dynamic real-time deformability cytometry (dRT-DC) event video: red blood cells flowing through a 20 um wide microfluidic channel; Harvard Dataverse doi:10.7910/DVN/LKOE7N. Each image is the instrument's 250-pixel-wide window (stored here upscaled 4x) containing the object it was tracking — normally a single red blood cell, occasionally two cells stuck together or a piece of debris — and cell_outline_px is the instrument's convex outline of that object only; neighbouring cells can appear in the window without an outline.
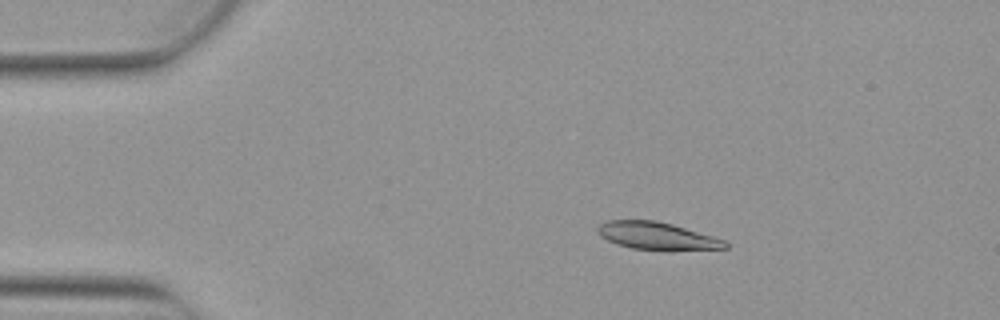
{"species": "Egyptian fruit bat (a non-hibernating species)", "species_latin": "Rousettus aegyptiacus", "temperature_condition": "warm", "stored_images_in_passage": 4, "camera_frame_rate_fps": 3000, "um_per_image_px": 0.085, "animal": {"sex": "female"}, "frame": {"image": 1, "passage_image": 1, "time_ms": 0.0, "image_size_px": [1000, 320], "cell_outline_px": [[728, 248], [632, 248], [616, 244], [600, 236], [596, 232], [596, 228], [600, 224], [608, 220], [656, 220], [672, 224], [712, 236], [724, 240], [728, 244]], "centroid_in_image_um": [55.73, 20.0], "position_along_channel_um": 29.3, "area_um2": 19.54}}
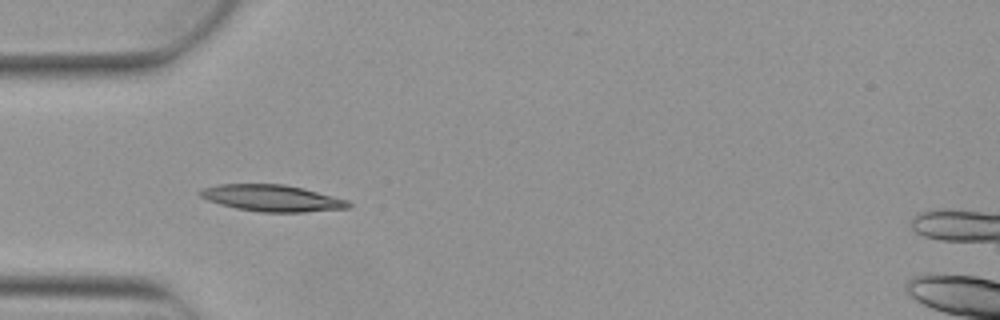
{"frame": {"image": 2, "passage_image": 3, "time_ms": 0.667, "image_size_px": [1000, 320], "cell_outline_px": [[352, 204], [348, 208], [304, 212], [260, 212], [236, 208], [220, 204], [208, 200], [200, 196], [196, 192], [200, 188], [216, 184], [284, 184], [304, 188], [348, 200]], "centroid_in_image_um": [23.08, 16.83], "position_along_channel_um": 61.9, "area_um2": 23.12}}
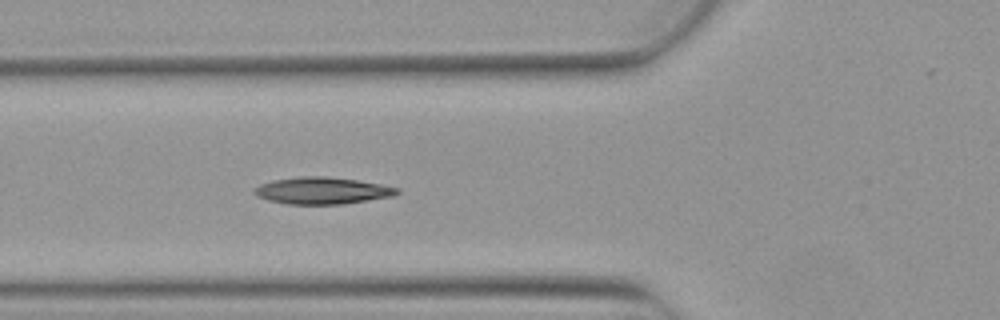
{"frame": {"image": 3, "passage_image": 4, "time_ms": 1.0, "image_size_px": [1000, 320], "cell_outline_px": [[400, 192], [392, 196], [344, 204], [288, 204], [268, 200], [256, 196], [252, 192], [260, 184], [272, 180], [300, 176], [324, 176], [356, 180], [380, 184], [400, 188]], "centroid_in_image_um": [27.37, 16.2], "position_along_channel_um": 98.4, "area_um2": 22.31}}